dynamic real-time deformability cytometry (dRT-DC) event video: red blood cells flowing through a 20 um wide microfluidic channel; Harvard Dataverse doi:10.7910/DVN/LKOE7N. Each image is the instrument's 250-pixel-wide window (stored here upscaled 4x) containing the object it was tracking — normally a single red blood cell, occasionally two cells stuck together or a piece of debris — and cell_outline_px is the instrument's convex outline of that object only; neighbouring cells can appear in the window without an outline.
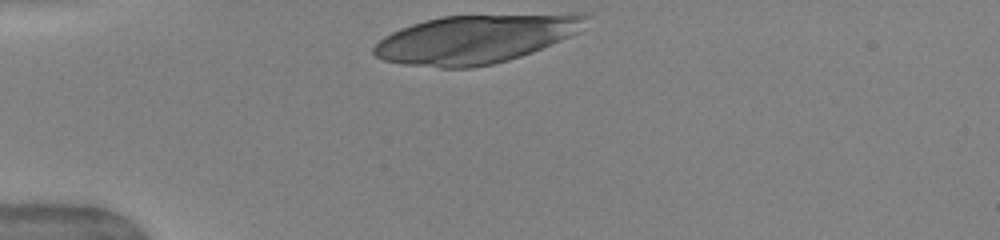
{"species": "human", "species_latin": "Homo sapiens", "temperature_condition": "warm", "stored_images_in_passage": 30, "camera_frame_rate_fps": 3000, "um_per_image_px": 0.085, "donor": {"sex": "female"}, "frame": {"image": 1, "passage_image": 1, "time_ms": 0.0, "image_size_px": [1000, 240], "cell_outline_px": [[592, 16], [576, 32], [552, 44], [532, 52], [508, 60], [492, 64], [472, 68], [440, 68], [404, 64], [384, 60], [376, 56], [372, 52], [372, 48], [384, 36], [400, 28], [424, 20], [440, 16], [576, 12], [584, 12]], "centroid_in_image_um": [40.46, 3.28], "position_along_channel_um": 44.5, "area_um2": 60.63}}